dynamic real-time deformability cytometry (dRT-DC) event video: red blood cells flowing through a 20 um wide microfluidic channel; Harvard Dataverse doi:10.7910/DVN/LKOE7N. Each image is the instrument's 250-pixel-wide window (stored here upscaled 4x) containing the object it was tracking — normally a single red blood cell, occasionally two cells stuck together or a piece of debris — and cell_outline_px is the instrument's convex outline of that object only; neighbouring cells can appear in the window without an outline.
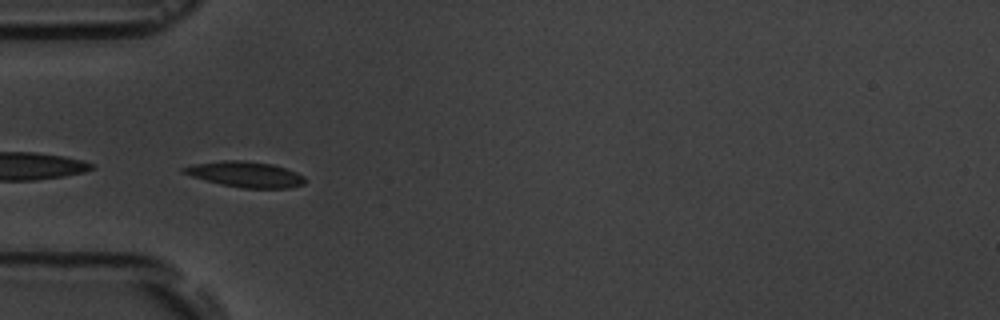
{"species": "common noctule bat (a hibernating species)", "species_latin": "Nyctalus noctula", "temperature_condition": "room temperature", "stored_images_in_passage": 5, "camera_frame_rate_fps": 3000, "um_per_image_px": 0.085, "animal": {"sex": "male", "body_mass_g": 19.5, "forearm_length_mm": 54.6}, "frame": {"image": 1, "passage_image": 5, "time_ms": 5.333, "image_size_px": [1000, 320], "cell_outline_px": [[308, 180], [304, 184], [288, 188], [244, 188], [220, 184], [192, 176], [180, 172], [180, 168], [196, 164], [224, 160], [244, 160], [272, 164], [296, 172], [304, 176]], "centroid_in_image_um": [20.88, 14.82], "position_along_channel_um": 64.1, "area_um2": 18.09}}